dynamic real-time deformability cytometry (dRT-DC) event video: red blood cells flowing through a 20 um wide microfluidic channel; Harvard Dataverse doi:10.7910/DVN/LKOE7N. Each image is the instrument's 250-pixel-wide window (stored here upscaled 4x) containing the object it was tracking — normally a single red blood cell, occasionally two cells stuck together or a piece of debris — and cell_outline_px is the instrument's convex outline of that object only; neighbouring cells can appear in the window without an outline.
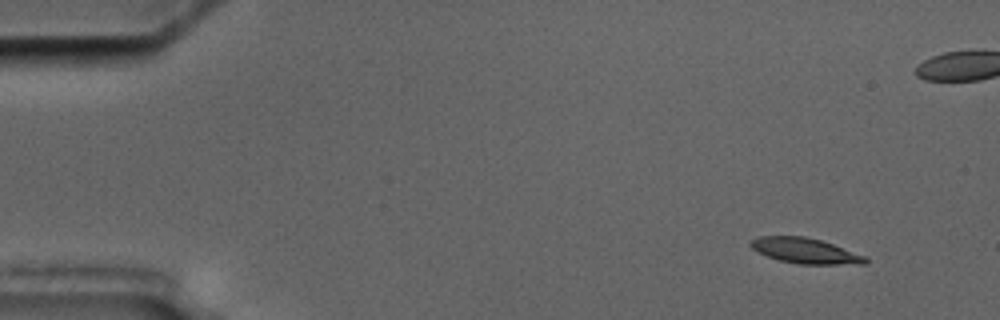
{"species": "common noctule bat (a hibernating species)", "species_latin": "Nyctalus noctula", "temperature_condition": "cold", "stored_images_in_passage": 6, "camera_frame_rate_fps": 3000, "um_per_image_px": 0.085, "animal": {"sex": "male", "body_mass_g": 17.5, "forearm_length_mm": 52.3}, "frame": {"image": 1, "passage_image": 1, "time_ms": 0.0, "image_size_px": [1000, 320], "cell_outline_px": [[868, 264], [800, 264], [780, 260], [768, 256], [752, 248], [748, 244], [752, 240], [760, 236], [804, 236], [820, 240], [868, 256]], "centroid_in_image_um": [68.5, 21.32], "position_along_channel_um": 16.5, "area_um2": 16.88}}